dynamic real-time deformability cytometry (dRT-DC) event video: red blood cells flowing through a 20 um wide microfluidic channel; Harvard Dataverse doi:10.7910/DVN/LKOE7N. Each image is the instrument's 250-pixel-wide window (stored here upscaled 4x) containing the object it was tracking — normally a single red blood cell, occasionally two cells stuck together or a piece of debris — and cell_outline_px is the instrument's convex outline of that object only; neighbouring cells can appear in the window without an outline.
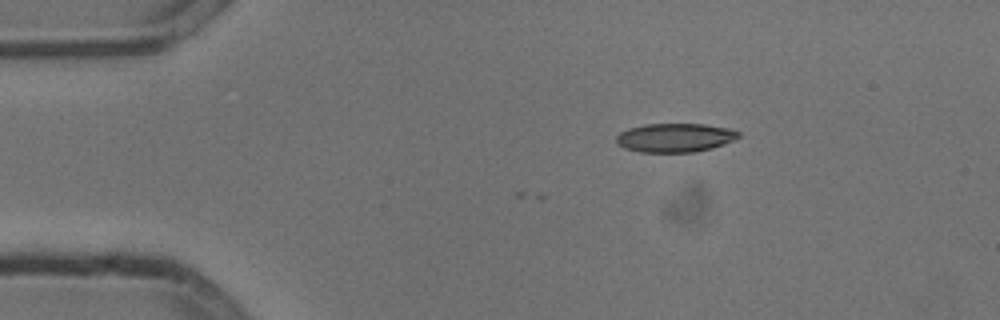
{"species": "common noctule bat (a hibernating species)", "species_latin": "Nyctalus noctula", "temperature_condition": "cold", "stored_images_in_passage": 13, "camera_frame_rate_fps": 3000, "um_per_image_px": 0.085, "animal": {"sex": "male", "body_mass_g": 13.3}, "frame": {"image": 1, "passage_image": 13, "time_ms": 4.0, "image_size_px": [1000, 320], "cell_outline_px": [[740, 136], [732, 140], [712, 148], [696, 152], [640, 152], [624, 148], [616, 144], [616, 136], [620, 132], [628, 128], [644, 124], [704, 124], [728, 128], [740, 132]], "centroid_in_image_um": [57.33, 11.7], "position_along_channel_um": 27.7, "area_um2": 20.58}}